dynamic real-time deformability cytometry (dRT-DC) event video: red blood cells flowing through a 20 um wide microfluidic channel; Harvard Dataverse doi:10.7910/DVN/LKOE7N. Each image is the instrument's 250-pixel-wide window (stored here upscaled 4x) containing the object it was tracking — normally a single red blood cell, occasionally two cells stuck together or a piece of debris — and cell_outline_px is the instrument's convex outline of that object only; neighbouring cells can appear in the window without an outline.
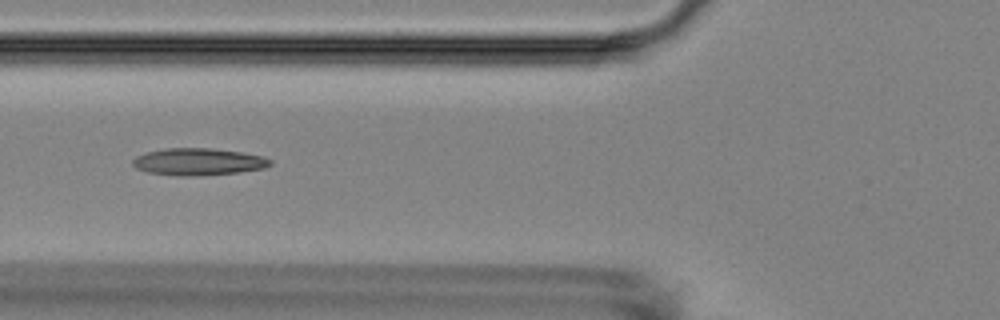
{"species": "Egyptian fruit bat (a non-hibernating species)", "species_latin": "Rousettus aegyptiacus", "temperature_condition": "room temperature", "stored_images_in_passage": 6, "camera_frame_rate_fps": 3000, "um_per_image_px": 0.085, "animal": {"sex": "female"}, "frame": {"image": 1, "passage_image": 5, "time_ms": 5.0, "image_size_px": [1000, 320], "cell_outline_px": [[272, 164], [264, 168], [236, 172], [200, 176], [176, 176], [148, 172], [136, 168], [132, 164], [132, 160], [136, 156], [148, 152], [164, 148], [212, 148], [240, 152], [264, 156], [272, 160]], "centroid_in_image_um": [16.85, 13.75], "position_along_channel_um": 108.9, "area_um2": 21.73}}